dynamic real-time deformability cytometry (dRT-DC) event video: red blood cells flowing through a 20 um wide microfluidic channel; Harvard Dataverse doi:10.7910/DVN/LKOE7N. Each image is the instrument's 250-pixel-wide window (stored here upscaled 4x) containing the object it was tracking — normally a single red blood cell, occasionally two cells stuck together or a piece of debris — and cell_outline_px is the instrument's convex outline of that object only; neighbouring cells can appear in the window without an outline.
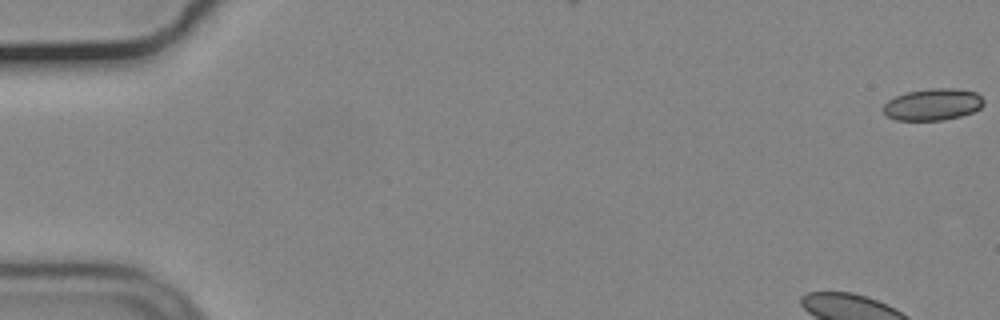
{"species": "common noctule bat (a hibernating species)", "species_latin": "Nyctalus noctula", "temperature_condition": "cold", "stored_images_in_passage": 55, "camera_frame_rate_fps": 3000, "um_per_image_px": 0.085, "animal": {"sex": "male", "body_mass_g": 19.2, "forearm_length_mm": 51.8}, "frame": {"image": 1, "passage_image": 1, "time_ms": 0.0, "image_size_px": [1000, 320], "cell_outline_px": [[984, 104], [980, 108], [972, 112], [960, 116], [944, 120], [896, 120], [888, 116], [884, 112], [884, 104], [888, 100], [896, 96], [908, 92], [928, 88], [956, 88], [976, 92], [984, 100]], "centroid_in_image_um": [79.31, 8.87], "position_along_channel_um": 5.7, "area_um2": 18.55}}
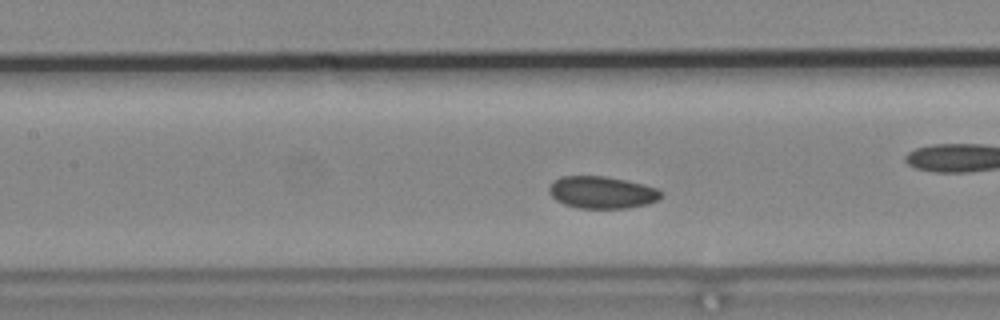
{"frame": {"image": 2, "passage_image": 24, "time_ms": 7.667, "image_size_px": [1000, 320], "cell_outline_px": [[664, 196], [660, 200], [648, 204], [628, 208], [580, 208], [564, 204], [556, 200], [548, 192], [548, 188], [552, 180], [564, 176], [604, 176], [644, 184], [656, 188], [664, 192]], "centroid_in_image_um": [51.2, 16.35], "position_along_channel_um": 156.2, "area_um2": 21.21}, "authors_computed_cell_mechanics": {"area_um2": 21.2126, "velocity_mm_per_s": 3.635, "shape_relaxation_time_tau1_ms": null, "shape_relaxation_time_tau2_ms": 8.1052, "deformation_change_tau1": null, "deformation_change_tau2": 0.0918}}